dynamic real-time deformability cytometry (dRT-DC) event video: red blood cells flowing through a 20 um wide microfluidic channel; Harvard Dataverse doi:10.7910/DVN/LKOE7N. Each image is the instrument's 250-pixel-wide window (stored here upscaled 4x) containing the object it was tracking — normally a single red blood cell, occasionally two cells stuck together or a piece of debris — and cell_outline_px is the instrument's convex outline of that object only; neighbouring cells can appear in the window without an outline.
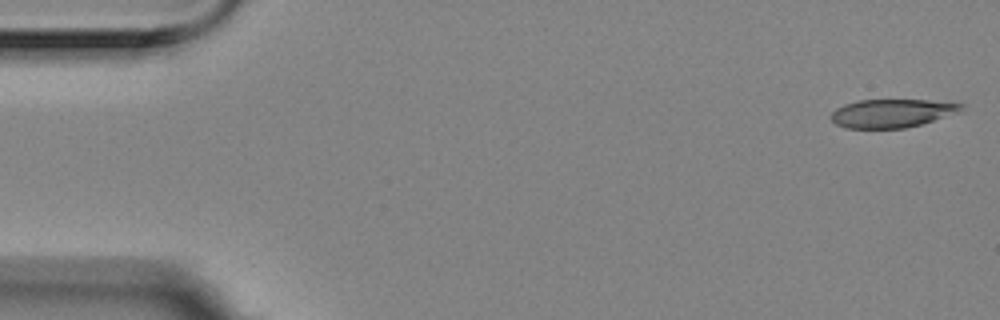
{"species": "Egyptian fruit bat (a non-hibernating species)", "species_latin": "Rousettus aegyptiacus", "temperature_condition": "room temperature", "stored_images_in_passage": 52, "camera_frame_rate_fps": 3000, "um_per_image_px": 0.085, "animal": {"sex": "female"}, "frame": {"image": 1, "passage_image": 1, "time_ms": 0.0, "image_size_px": [1000, 320], "cell_outline_px": [[964, 108], [960, 112], [920, 124], [904, 128], [844, 128], [836, 124], [832, 120], [832, 112], [836, 108], [844, 104], [860, 100], [928, 100], [964, 104]], "centroid_in_image_um": [75.81, 9.62], "position_along_channel_um": 9.2, "area_um2": 21.39}}
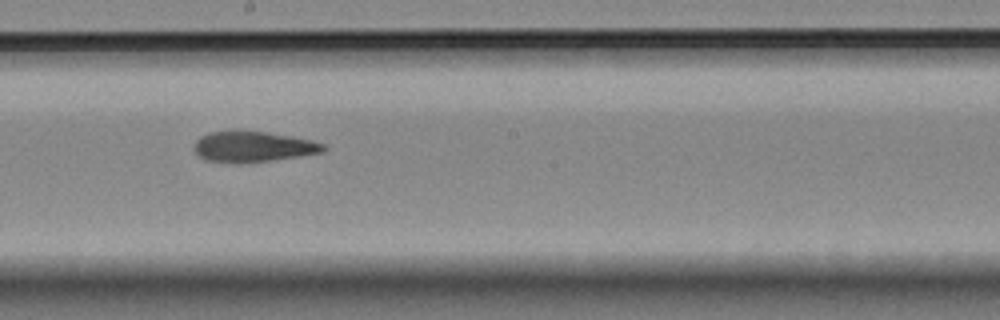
{"frame": {"image": 2, "passage_image": 30, "time_ms": 9.667, "image_size_px": [1000, 320], "cell_outline_px": [[328, 148], [324, 152], [300, 156], [268, 160], [204, 160], [192, 148], [196, 140], [200, 136], [208, 132], [236, 128], [292, 136], [312, 140], [324, 144]], "centroid_in_image_um": [21.51, 12.39], "position_along_channel_um": 226.7, "area_um2": 22.83}}
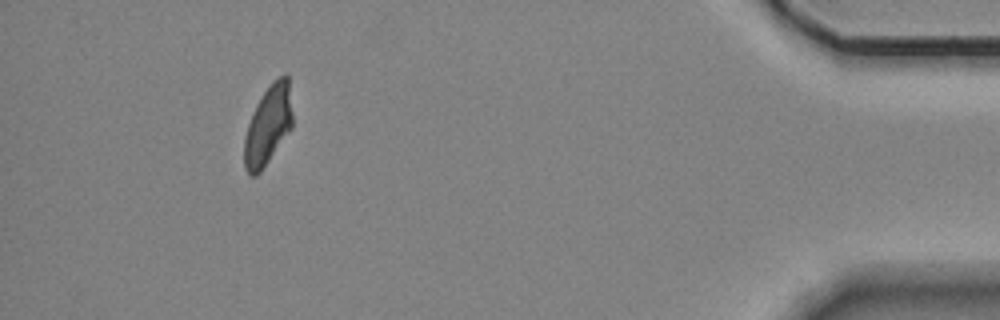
{"frame": {"image": 3, "passage_image": 51, "time_ms": 16.667, "image_size_px": [1000, 320], "cell_outline_px": [[292, 128], [260, 172], [256, 176], [248, 176], [244, 168], [244, 136], [252, 112], [256, 104], [272, 80], [284, 72], [288, 72], [292, 112]], "centroid_in_image_um": [22.78, 10.62], "position_along_channel_um": 412.4, "area_um2": 22.6}}